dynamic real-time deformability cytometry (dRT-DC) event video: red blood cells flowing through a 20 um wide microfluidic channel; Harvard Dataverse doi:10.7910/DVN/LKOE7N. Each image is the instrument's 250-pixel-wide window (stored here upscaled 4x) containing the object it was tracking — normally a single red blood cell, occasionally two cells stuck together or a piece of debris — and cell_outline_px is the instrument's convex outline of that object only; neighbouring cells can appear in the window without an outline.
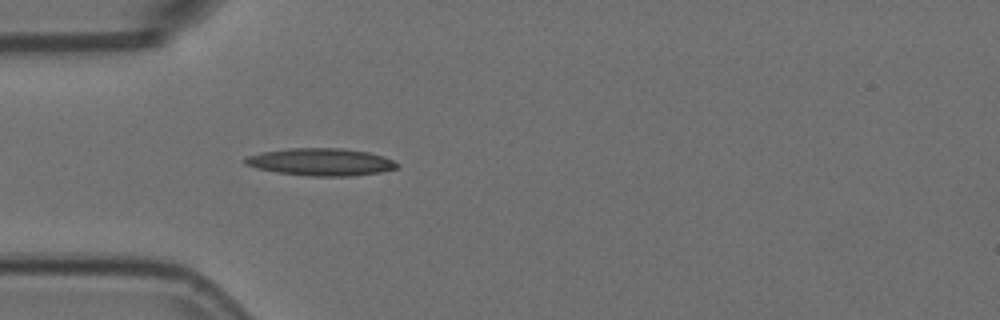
{"species": "Egyptian fruit bat (a non-hibernating species)", "species_latin": "Rousettus aegyptiacus", "temperature_condition": "room temperature", "stored_images_in_passage": 4, "camera_frame_rate_fps": 3000, "um_per_image_px": 0.085, "animal": {"sex": "female"}, "frame": {"image": 1, "passage_image": 4, "time_ms": 1.0, "image_size_px": [1000, 320], "cell_outline_px": [[400, 168], [380, 172], [348, 176], [308, 176], [276, 172], [256, 168], [244, 164], [240, 160], [244, 156], [260, 152], [288, 148], [344, 148], [368, 152], [384, 156], [400, 164]], "centroid_in_image_um": [27.23, 13.76], "position_along_channel_um": 57.8, "area_um2": 24.62}}